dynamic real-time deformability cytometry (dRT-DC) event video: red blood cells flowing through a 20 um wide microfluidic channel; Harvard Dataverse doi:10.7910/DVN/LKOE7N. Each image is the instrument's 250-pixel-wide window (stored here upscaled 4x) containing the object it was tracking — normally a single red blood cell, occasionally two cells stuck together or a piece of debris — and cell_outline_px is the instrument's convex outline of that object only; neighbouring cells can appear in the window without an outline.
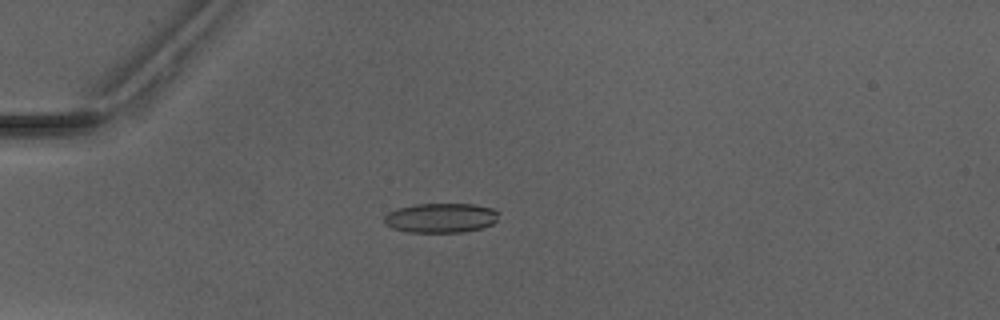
{"species": "Egyptian fruit bat (a non-hibernating species)", "species_latin": "Rousettus aegyptiacus", "temperature_condition": "warm", "stored_images_in_passage": 4, "camera_frame_rate_fps": 3000, "um_per_image_px": 0.085, "animal": {"sex": "male"}, "frame": {"image": 1, "passage_image": 2, "time_ms": 2.333, "image_size_px": [1000, 320], "cell_outline_px": [[500, 212], [496, 220], [492, 224], [480, 228], [464, 232], [408, 232], [392, 228], [384, 224], [384, 216], [388, 212], [396, 208], [412, 204], [476, 204], [496, 208]], "centroid_in_image_um": [37.47, 18.51], "position_along_channel_um": 47.5, "area_um2": 20.06}}